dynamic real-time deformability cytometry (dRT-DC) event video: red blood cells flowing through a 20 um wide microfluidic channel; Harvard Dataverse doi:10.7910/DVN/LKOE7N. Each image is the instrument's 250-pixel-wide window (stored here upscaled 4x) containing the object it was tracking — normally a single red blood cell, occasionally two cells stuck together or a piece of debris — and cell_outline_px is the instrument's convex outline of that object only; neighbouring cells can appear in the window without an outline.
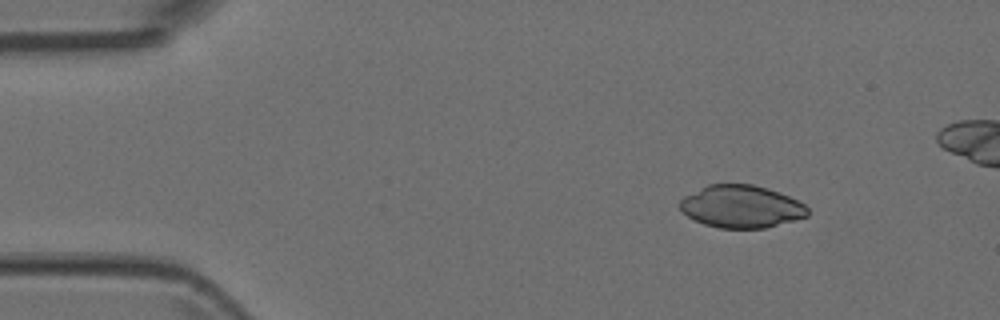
{"species": "Egyptian fruit bat (a non-hibernating species)", "species_latin": "Rousettus aegyptiacus", "temperature_condition": "room temperature", "stored_images_in_passage": 5, "camera_frame_rate_fps": 3000, "um_per_image_px": 0.085, "animal": {"sex": "female"}, "frame": {"image": 1, "passage_image": 2, "time_ms": 0.333, "image_size_px": [1000, 320], "cell_outline_px": [[808, 216], [764, 228], [720, 228], [704, 224], [688, 216], [680, 208], [680, 200], [684, 196], [708, 184], [752, 184], [768, 188], [780, 192], [804, 204], [808, 208]], "centroid_in_image_um": [63.01, 17.55], "position_along_channel_um": 22.0, "area_um2": 31.44}}